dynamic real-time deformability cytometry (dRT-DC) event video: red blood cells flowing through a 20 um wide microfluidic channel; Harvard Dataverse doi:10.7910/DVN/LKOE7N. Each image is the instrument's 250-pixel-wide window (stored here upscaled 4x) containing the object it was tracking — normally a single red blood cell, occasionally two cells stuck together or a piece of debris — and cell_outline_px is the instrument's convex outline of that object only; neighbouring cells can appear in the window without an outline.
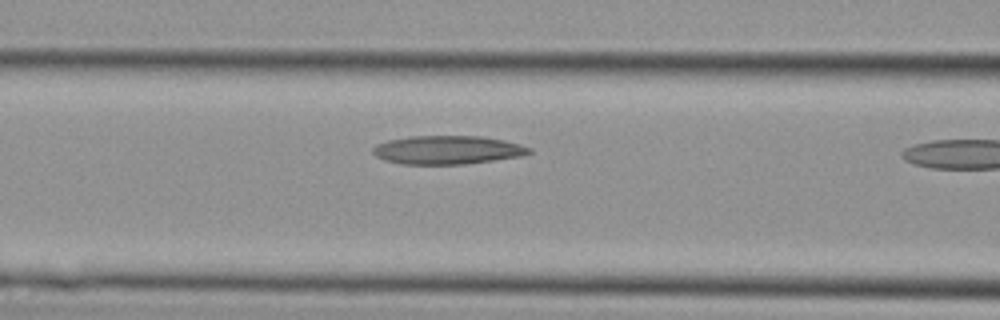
{"species": "Egyptian fruit bat (a non-hibernating species)", "species_latin": "Rousettus aegyptiacus", "temperature_condition": "cold", "stored_images_in_passage": 4, "camera_frame_rate_fps": 3000, "um_per_image_px": 0.085, "animal": {"sex": "female"}, "frame": {"image": 1, "passage_image": 4, "time_ms": 1.0, "image_size_px": [1000, 320], "cell_outline_px": [[532, 152], [524, 156], [464, 164], [400, 164], [384, 160], [376, 156], [372, 152], [372, 148], [376, 144], [388, 140], [412, 136], [484, 136], [504, 140], [520, 144], [532, 148]], "centroid_in_image_um": [38.05, 12.74], "position_along_channel_um": 128.5, "area_um2": 26.18}}